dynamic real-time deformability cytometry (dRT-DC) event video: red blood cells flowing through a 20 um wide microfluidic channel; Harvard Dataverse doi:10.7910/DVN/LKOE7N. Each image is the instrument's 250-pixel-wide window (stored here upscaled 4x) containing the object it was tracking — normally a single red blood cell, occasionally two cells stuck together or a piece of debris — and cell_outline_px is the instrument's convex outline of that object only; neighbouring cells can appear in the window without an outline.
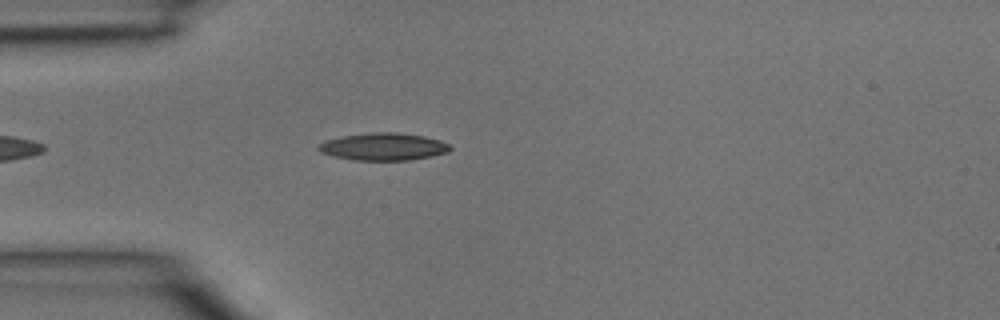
{"species": "common noctule bat (a hibernating species)", "species_latin": "Nyctalus noctula", "temperature_condition": "room temperature", "stored_images_in_passage": 2, "camera_frame_rate_fps": 3000, "um_per_image_px": 0.085, "animal": {"sex": "male", "body_mass_g": 15.6}, "frame": {"image": 1, "passage_image": 2, "time_ms": 0.333, "image_size_px": [1000, 320], "cell_outline_px": [[452, 148], [448, 152], [432, 156], [408, 160], [352, 160], [332, 156], [320, 152], [316, 148], [324, 140], [344, 136], [372, 132], [396, 132], [424, 136], [440, 140], [448, 144]], "centroid_in_image_um": [32.57, 12.47], "position_along_channel_um": 52.4, "area_um2": 21.04}}